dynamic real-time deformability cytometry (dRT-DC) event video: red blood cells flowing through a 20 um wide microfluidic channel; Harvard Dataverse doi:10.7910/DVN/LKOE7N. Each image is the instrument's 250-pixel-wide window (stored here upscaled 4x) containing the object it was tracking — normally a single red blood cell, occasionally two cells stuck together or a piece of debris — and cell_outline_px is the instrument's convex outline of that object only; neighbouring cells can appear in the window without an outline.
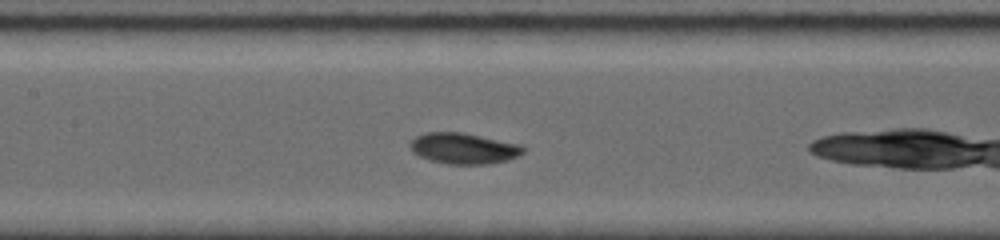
{"species": "common noctule bat (a hibernating species)", "species_latin": "Nyctalus noctula", "temperature_condition": "room temperature", "stored_images_in_passage": 10, "camera_frame_rate_fps": 5000, "um_per_image_px": 0.085, "animal": {"sex": "female", "body_mass_g": 19.0, "forearm_length_mm": 56.7}, "frame": {"image": 1, "passage_image": 4, "time_ms": 2.8, "image_size_px": [1000, 240], "cell_outline_px": [[524, 152], [520, 156], [508, 160], [488, 164], [448, 164], [432, 160], [420, 156], [412, 152], [408, 144], [416, 136], [424, 132], [464, 132], [520, 144], [524, 148]], "centroid_in_image_um": [39.42, 12.6], "position_along_channel_um": 168.0, "area_um2": 20.52}}
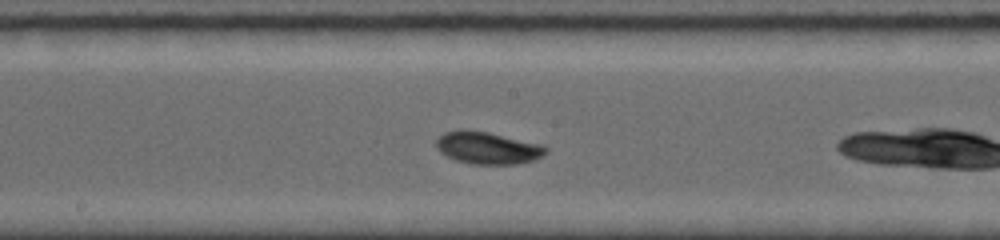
{"frame": {"image": 2, "passage_image": 6, "time_ms": 3.8, "image_size_px": [1000, 240], "cell_outline_px": [[548, 152], [544, 156], [536, 160], [520, 164], [472, 164], [456, 160], [440, 152], [436, 148], [436, 140], [444, 132], [460, 128], [464, 128], [488, 132], [540, 144], [548, 148]], "centroid_in_image_um": [41.46, 12.57], "position_along_channel_um": 206.7, "area_um2": 20.87}}
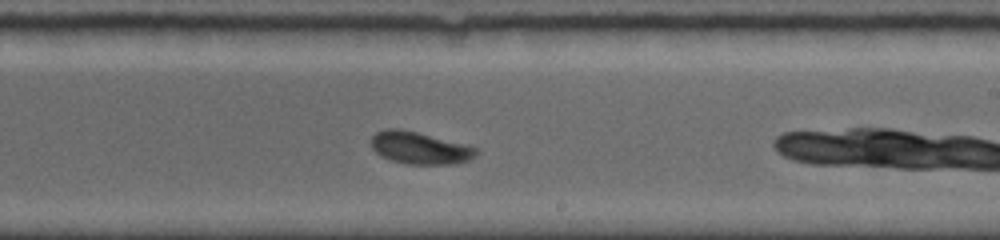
{"frame": {"image": 3, "passage_image": 9, "time_ms": 5.0, "image_size_px": [1000, 240], "cell_outline_px": [[476, 156], [468, 160], [456, 164], [408, 164], [388, 160], [380, 156], [372, 148], [368, 140], [376, 132], [384, 128], [400, 128], [464, 144], [476, 148]], "centroid_in_image_um": [35.59, 12.57], "position_along_channel_um": 253.4, "area_um2": 19.83}}